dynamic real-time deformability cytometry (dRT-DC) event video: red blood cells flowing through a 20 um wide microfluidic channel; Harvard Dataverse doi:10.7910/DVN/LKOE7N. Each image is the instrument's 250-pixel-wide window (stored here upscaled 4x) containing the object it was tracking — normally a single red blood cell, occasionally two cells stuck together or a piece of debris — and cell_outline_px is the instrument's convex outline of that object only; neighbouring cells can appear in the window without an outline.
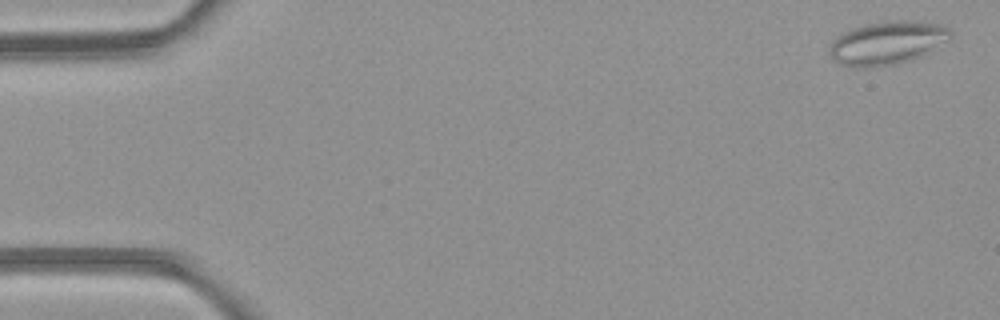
{"species": "common noctule bat (a hibernating species)", "species_latin": "Nyctalus noctula", "temperature_condition": "room temperature", "stored_images_in_passage": 4, "camera_frame_rate_fps": 3000, "um_per_image_px": 0.085, "animal": {"sex": "female", "body_mass_g": 21.9}, "frame": {"image": 1, "passage_image": 1, "time_ms": 0.0, "image_size_px": [1000, 320], "cell_outline_px": [[952, 36], [948, 40], [924, 56], [912, 60], [896, 64], [872, 68], [856, 68], [840, 64], [832, 60], [832, 40], [844, 32], [852, 28], [864, 24], [892, 20], [920, 20], [940, 24], [948, 28], [952, 32]], "centroid_in_image_um": [75.47, 3.65], "position_along_channel_um": 9.5, "area_um2": 30.98}}